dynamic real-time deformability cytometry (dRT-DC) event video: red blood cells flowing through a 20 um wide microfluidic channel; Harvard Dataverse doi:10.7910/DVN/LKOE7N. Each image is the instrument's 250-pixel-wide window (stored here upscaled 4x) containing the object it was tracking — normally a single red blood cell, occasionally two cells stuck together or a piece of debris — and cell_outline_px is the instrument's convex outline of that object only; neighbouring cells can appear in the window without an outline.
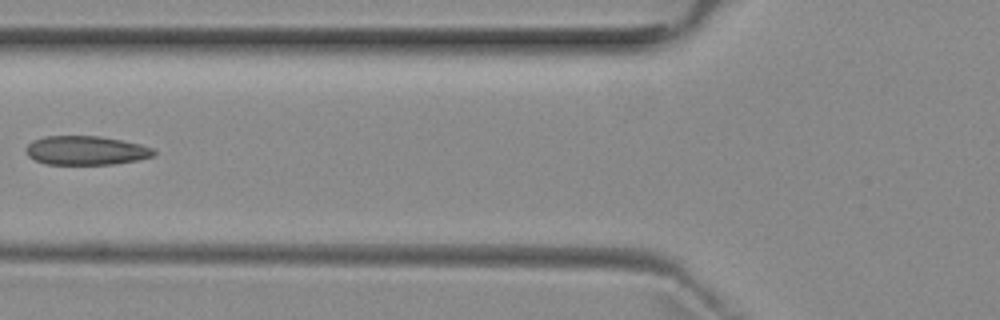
{"species": "common noctule bat (a hibernating species)", "species_latin": "Nyctalus noctula", "temperature_condition": "room temperature", "stored_images_in_passage": 2, "camera_frame_rate_fps": 3000, "um_per_image_px": 0.085, "animal": {"sex": "female", "body_mass_g": 29.2, "forearm_length_mm": 56.3}, "frame": {"image": 1, "passage_image": 2, "time_ms": 1.333, "image_size_px": [1000, 320], "cell_outline_px": [[156, 156], [136, 160], [112, 164], [44, 164], [28, 156], [24, 148], [32, 140], [44, 136], [100, 136], [140, 144], [152, 148], [156, 152]], "centroid_in_image_um": [7.28, 12.78], "position_along_channel_um": 118.5, "area_um2": 21.62}}